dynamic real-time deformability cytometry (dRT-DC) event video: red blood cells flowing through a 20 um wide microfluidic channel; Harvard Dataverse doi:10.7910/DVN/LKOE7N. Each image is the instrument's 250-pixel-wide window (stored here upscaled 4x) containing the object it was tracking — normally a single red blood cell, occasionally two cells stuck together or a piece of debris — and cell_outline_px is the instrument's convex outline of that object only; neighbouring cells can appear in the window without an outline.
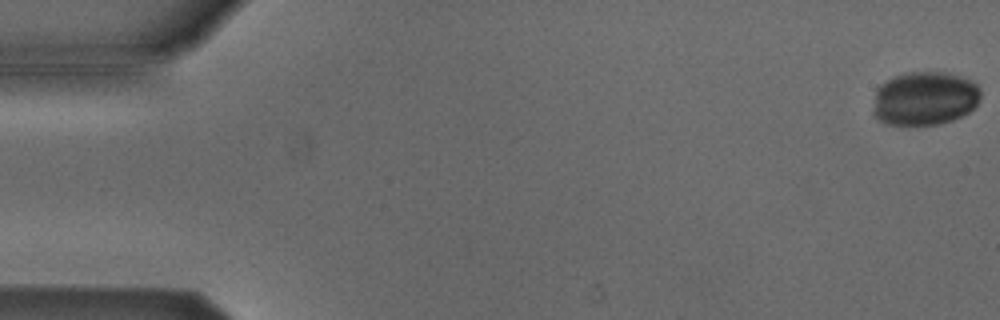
{"species": "Egyptian fruit bat (a non-hibernating species)", "species_latin": "Rousettus aegyptiacus", "temperature_condition": "cold", "stored_images_in_passage": 53, "camera_frame_rate_fps": 3000, "um_per_image_px": 0.085, "animal": {"sex": "male"}, "frame": {"image": 1, "passage_image": 1, "time_ms": 0.0, "image_size_px": [1000, 320], "cell_outline_px": [[980, 100], [968, 112], [952, 120], [940, 124], [888, 124], [880, 120], [872, 112], [876, 88], [880, 84], [896, 76], [908, 72], [944, 72], [972, 80], [980, 88]], "centroid_in_image_um": [78.59, 8.36], "position_along_channel_um": 6.4, "area_um2": 33.52}}
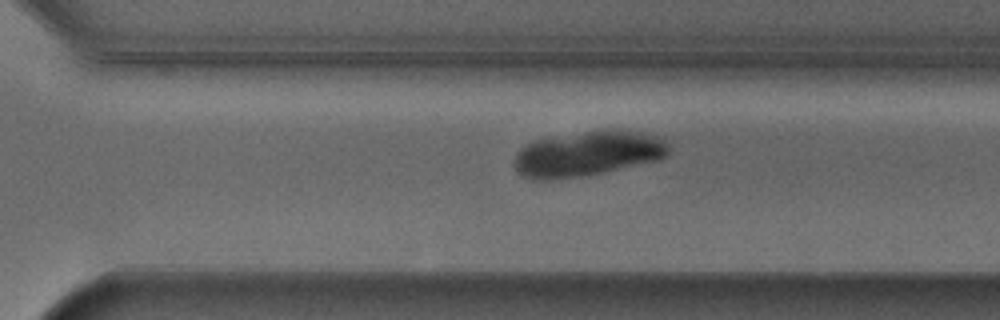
{"frame": {"image": 2, "passage_image": 37, "time_ms": 12.0, "image_size_px": [1000, 320], "cell_outline_px": [[668, 152], [660, 160], [600, 172], [552, 180], [532, 180], [524, 176], [512, 164], [516, 152], [520, 148], [536, 140], [612, 128], [640, 132], [664, 140], [668, 144]], "centroid_in_image_um": [49.92, 13.06], "position_along_channel_um": 320.7, "area_um2": 39.94}}
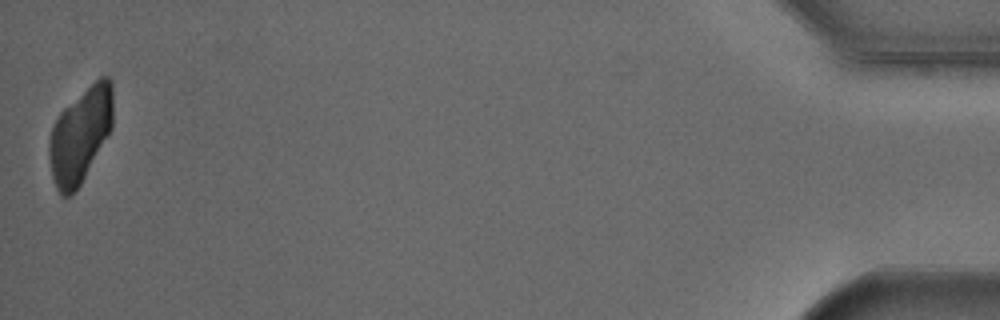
{"frame": {"image": 3, "passage_image": 53, "time_ms": 17.333, "image_size_px": [1000, 320], "cell_outline_px": [[112, 128], [76, 192], [68, 196], [60, 196], [56, 188], [52, 176], [48, 156], [48, 144], [52, 128], [60, 112], [64, 108], [100, 76], [108, 76], [112, 84]], "centroid_in_image_um": [6.81, 11.51], "position_along_channel_um": 428.4, "area_um2": 35.08}}